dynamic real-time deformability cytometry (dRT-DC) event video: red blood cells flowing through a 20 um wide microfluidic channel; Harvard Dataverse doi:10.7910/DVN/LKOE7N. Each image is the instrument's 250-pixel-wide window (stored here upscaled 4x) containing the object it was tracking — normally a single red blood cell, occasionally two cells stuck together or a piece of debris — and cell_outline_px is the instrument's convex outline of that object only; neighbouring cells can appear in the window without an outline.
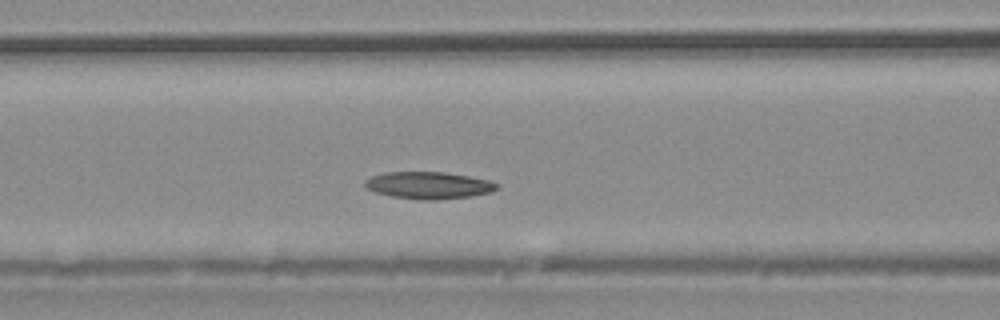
{"species": "common noctule bat (a hibernating species)", "species_latin": "Nyctalus noctula", "temperature_condition": "warm", "stored_images_in_passage": 31, "camera_frame_rate_fps": 3000, "um_per_image_px": 0.085, "animal": {"sex": "male", "body_mass_g": 20.4}, "frame": {"image": 1, "passage_image": 9, "time_ms": 2.667, "image_size_px": [1000, 320], "cell_outline_px": [[500, 188], [492, 192], [472, 196], [436, 200], [420, 200], [392, 196], [376, 192], [364, 188], [364, 180], [372, 176], [384, 172], [444, 172], [468, 176], [488, 180], [500, 184]], "centroid_in_image_um": [36.44, 15.75], "position_along_channel_um": 130.2, "area_um2": 20.98}}
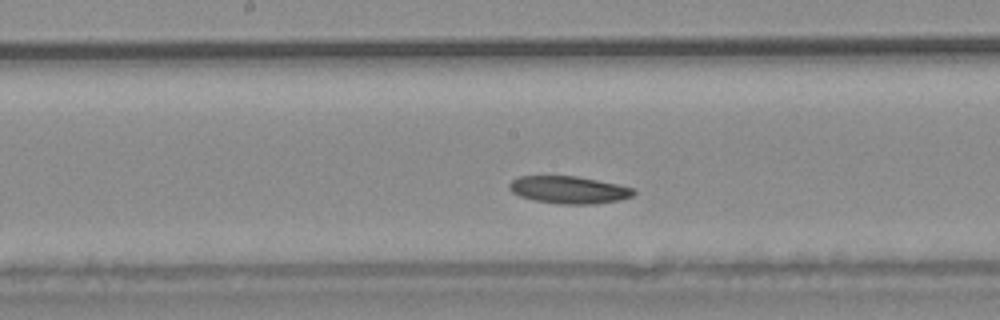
{"frame": {"image": 2, "passage_image": 13, "time_ms": 4.0, "image_size_px": [1000, 320], "cell_outline_px": [[636, 192], [632, 196], [620, 200], [592, 204], [560, 204], [532, 200], [520, 196], [512, 192], [508, 188], [508, 184], [512, 180], [520, 176], [576, 176], [616, 184], [632, 188]], "centroid_in_image_um": [48.31, 16.14], "position_along_channel_um": 199.9, "area_um2": 19.77}}
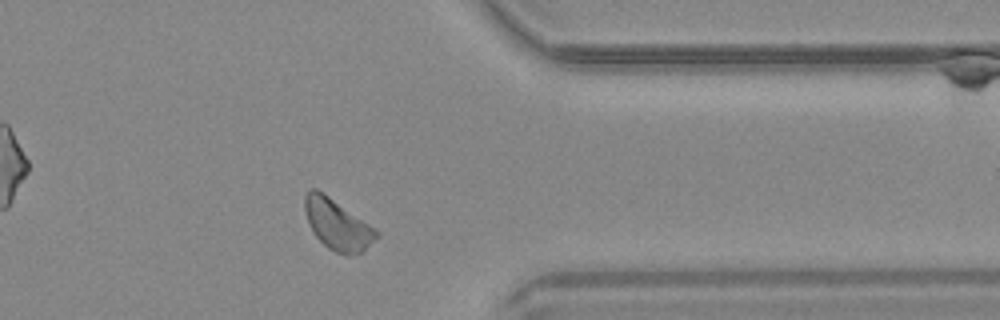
{"frame": {"image": 3, "passage_image": 24, "time_ms": 7.667, "image_size_px": [1000, 320], "cell_outline_px": [[380, 236], [364, 252], [348, 256], [344, 256], [328, 248], [312, 232], [304, 212], [304, 196], [312, 188], [316, 188], [324, 192], [380, 232]], "centroid_in_image_um": [28.69, 19.1], "position_along_channel_um": 382.7, "area_um2": 21.39}}